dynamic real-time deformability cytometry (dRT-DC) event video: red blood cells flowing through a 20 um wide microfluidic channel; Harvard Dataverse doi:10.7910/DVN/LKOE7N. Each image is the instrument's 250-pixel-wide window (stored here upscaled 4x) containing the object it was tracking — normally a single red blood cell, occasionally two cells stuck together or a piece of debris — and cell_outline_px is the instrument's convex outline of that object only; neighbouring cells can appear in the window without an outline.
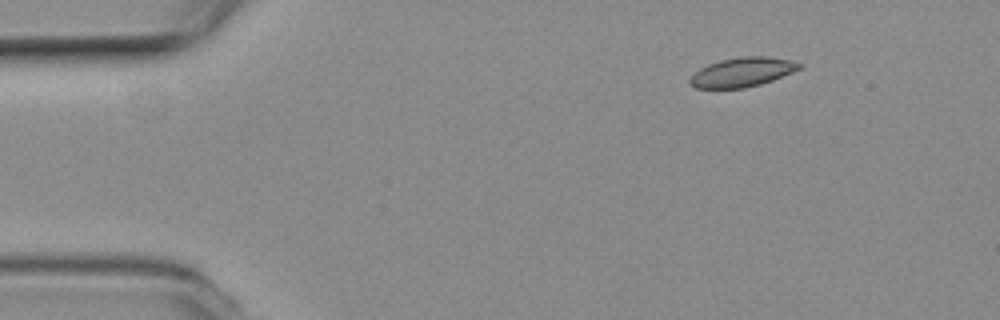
{"species": "common noctule bat (a hibernating species)", "species_latin": "Nyctalus noctula", "temperature_condition": "room temperature", "stored_images_in_passage": 33, "camera_frame_rate_fps": 3000, "um_per_image_px": 0.085, "animal": {"sex": "female", "body_mass_g": 19.3, "forearm_length_mm": 54.1}, "frame": {"image": 1, "passage_image": 1, "time_ms": 0.0, "image_size_px": [1000, 320], "cell_outline_px": [[804, 68], [772, 80], [760, 84], [744, 88], [696, 88], [688, 80], [700, 68], [708, 64], [720, 60], [740, 56], [768, 56], [788, 60], [804, 64]], "centroid_in_image_um": [63.14, 6.12], "position_along_channel_um": 21.9, "area_um2": 18.67}}
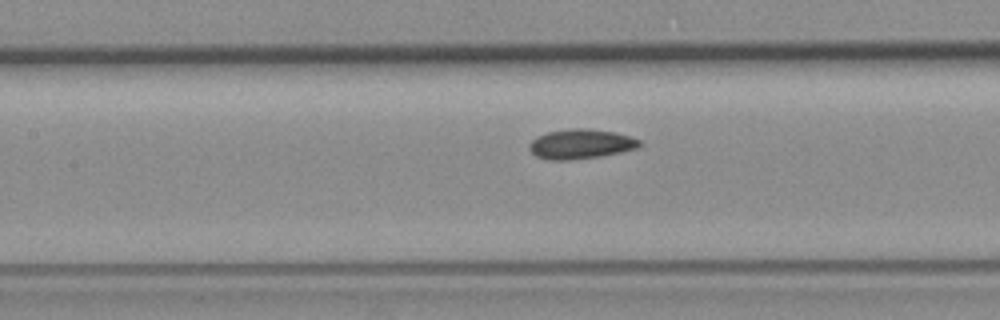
{"frame": {"image": 2, "passage_image": 18, "time_ms": 5.667, "image_size_px": [1000, 320], "cell_outline_px": [[644, 144], [636, 148], [620, 152], [600, 156], [568, 160], [548, 160], [536, 156], [528, 148], [528, 144], [536, 136], [548, 132], [568, 128], [588, 128], [616, 132], [640, 140]], "centroid_in_image_um": [49.34, 12.23], "position_along_channel_um": 158.1, "area_um2": 19.19}}
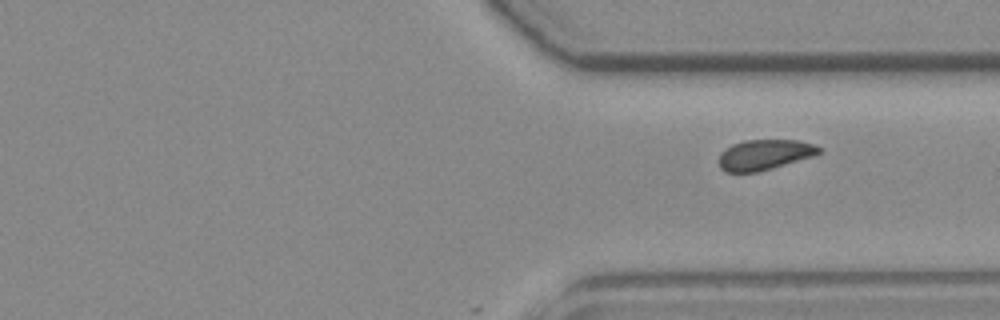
{"frame": {"image": 3, "passage_image": 33, "time_ms": 10.667, "image_size_px": [1000, 320], "cell_outline_px": [[820, 152], [816, 156], [772, 168], [756, 172], [728, 172], [720, 168], [720, 152], [732, 144], [744, 140], [796, 140], [812, 144], [820, 148]], "centroid_in_image_um": [64.98, 13.15], "position_along_channel_um": 346.4, "area_um2": 17.63}}